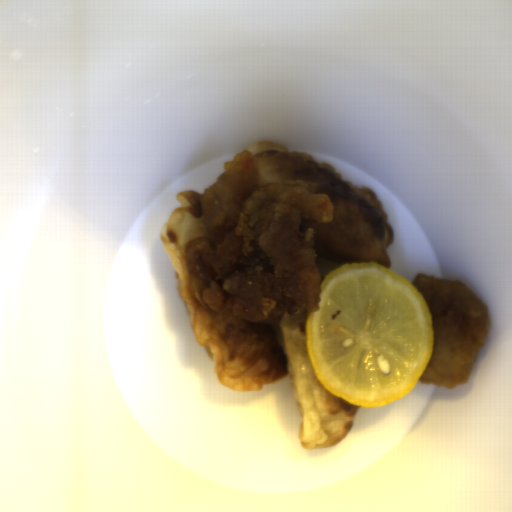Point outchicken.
<instances>
[{
    "label": "chicken",
    "mask_w": 512,
    "mask_h": 512,
    "mask_svg": "<svg viewBox=\"0 0 512 512\" xmlns=\"http://www.w3.org/2000/svg\"><path fill=\"white\" fill-rule=\"evenodd\" d=\"M200 195L205 237L187 240V272L213 310L247 322L318 313L323 277L317 258L391 268L367 212L327 185L260 184L249 149Z\"/></svg>",
    "instance_id": "obj_1"
},
{
    "label": "chicken",
    "mask_w": 512,
    "mask_h": 512,
    "mask_svg": "<svg viewBox=\"0 0 512 512\" xmlns=\"http://www.w3.org/2000/svg\"><path fill=\"white\" fill-rule=\"evenodd\" d=\"M411 284L428 305L434 332L433 352L420 383L449 390L467 384L490 333L488 306L458 279L417 272Z\"/></svg>",
    "instance_id": "obj_2"
}]
</instances>
